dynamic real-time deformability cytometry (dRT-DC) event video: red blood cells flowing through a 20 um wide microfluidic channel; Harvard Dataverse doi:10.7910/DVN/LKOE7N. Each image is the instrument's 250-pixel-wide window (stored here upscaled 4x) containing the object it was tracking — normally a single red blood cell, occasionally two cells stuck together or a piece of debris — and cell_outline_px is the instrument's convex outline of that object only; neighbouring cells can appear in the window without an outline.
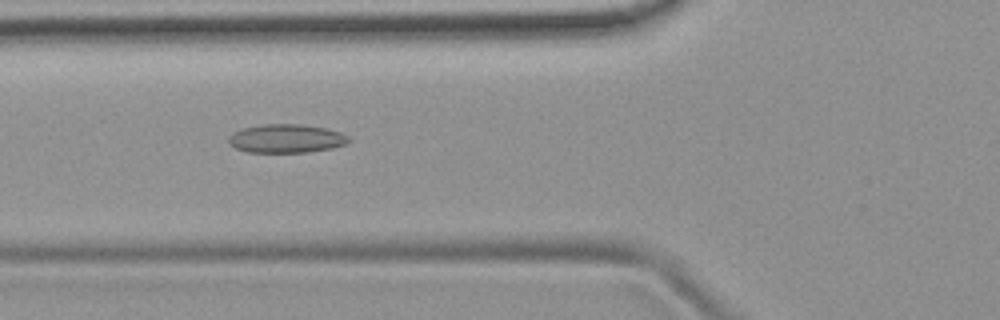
{"species": "common noctule bat (a hibernating species)", "species_latin": "Nyctalus noctula", "temperature_condition": "room temperature", "stored_images_in_passage": 33, "camera_frame_rate_fps": 3000, "um_per_image_px": 0.085, "animal": {"sex": "female", "body_mass_g": 19.9}, "frame": {"image": 1, "passage_image": 4, "time_ms": 1.0, "image_size_px": [1000, 320], "cell_outline_px": [[352, 140], [348, 144], [332, 148], [308, 152], [248, 152], [236, 148], [228, 144], [228, 136], [232, 132], [240, 128], [264, 124], [300, 124], [328, 128], [340, 132], [348, 136]], "centroid_in_image_um": [24.34, 11.77], "position_along_channel_um": 101.5, "area_um2": 20.35}}
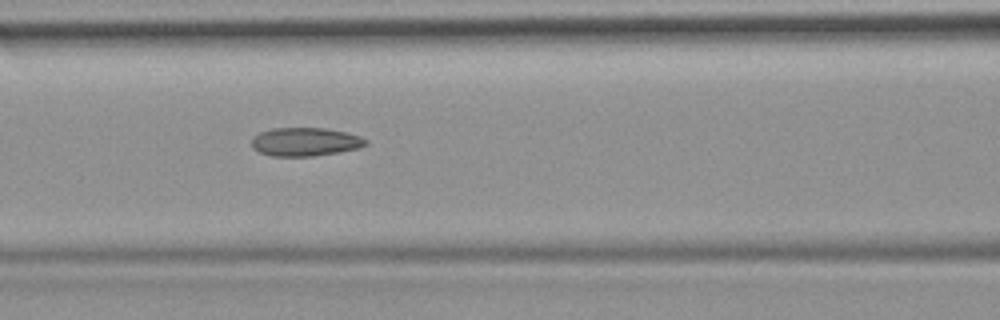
{"frame": {"image": 2, "passage_image": 7, "time_ms": 2.0, "image_size_px": [1000, 320], "cell_outline_px": [[368, 144], [360, 148], [340, 152], [312, 156], [272, 156], [260, 152], [252, 148], [252, 136], [260, 132], [272, 128], [324, 128], [344, 132], [360, 136], [368, 140]], "centroid_in_image_um": [25.94, 12.06], "position_along_channel_um": 140.7, "area_um2": 19.02}}
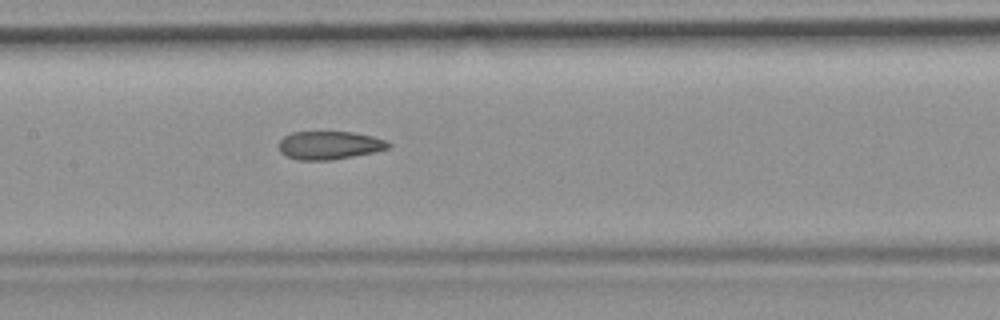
{"frame": {"image": 3, "passage_image": 10, "time_ms": 3.0, "image_size_px": [1000, 320], "cell_outline_px": [[392, 144], [388, 148], [372, 152], [332, 160], [296, 160], [280, 152], [280, 140], [284, 136], [292, 132], [352, 132], [372, 136], [388, 140]], "centroid_in_image_um": [28.01, 12.34], "position_along_channel_um": 179.4, "area_um2": 17.92}, "authors_computed_cell_mechanics": {"area_um2": 18.8428, "velocity_mm_per_s": 3.8882, "shape_relaxation_time_tau1_ms": null, "shape_relaxation_time_tau2_ms": 2.7663, "deformation_change_tau1": null, "deformation_change_tau2": 0.1155}}